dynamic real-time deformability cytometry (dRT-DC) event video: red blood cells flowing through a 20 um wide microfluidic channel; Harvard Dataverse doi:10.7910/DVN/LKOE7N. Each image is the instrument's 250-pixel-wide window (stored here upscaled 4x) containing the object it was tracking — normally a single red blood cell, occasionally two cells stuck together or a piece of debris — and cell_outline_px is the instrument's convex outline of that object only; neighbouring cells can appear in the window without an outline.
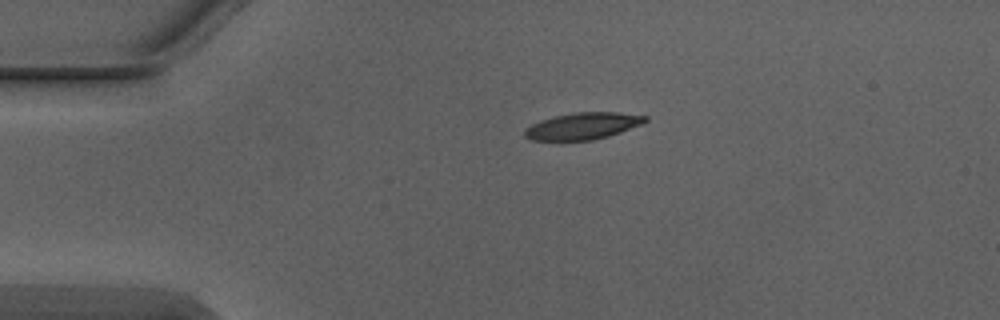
{"species": "Egyptian fruit bat (a non-hibernating species)", "species_latin": "Rousettus aegyptiacus", "temperature_condition": "warm", "stored_images_in_passage": 2, "camera_frame_rate_fps": 3000, "um_per_image_px": 0.085, "animal": {"sex": "male"}, "frame": {"image": 1, "passage_image": 1, "time_ms": 0.0, "image_size_px": [1000, 320], "cell_outline_px": [[648, 120], [640, 124], [620, 132], [608, 136], [592, 140], [532, 140], [524, 136], [524, 128], [540, 120], [556, 116], [576, 112], [616, 112], [648, 116]], "centroid_in_image_um": [49.52, 10.71], "position_along_channel_um": 35.5, "area_um2": 18.61}}